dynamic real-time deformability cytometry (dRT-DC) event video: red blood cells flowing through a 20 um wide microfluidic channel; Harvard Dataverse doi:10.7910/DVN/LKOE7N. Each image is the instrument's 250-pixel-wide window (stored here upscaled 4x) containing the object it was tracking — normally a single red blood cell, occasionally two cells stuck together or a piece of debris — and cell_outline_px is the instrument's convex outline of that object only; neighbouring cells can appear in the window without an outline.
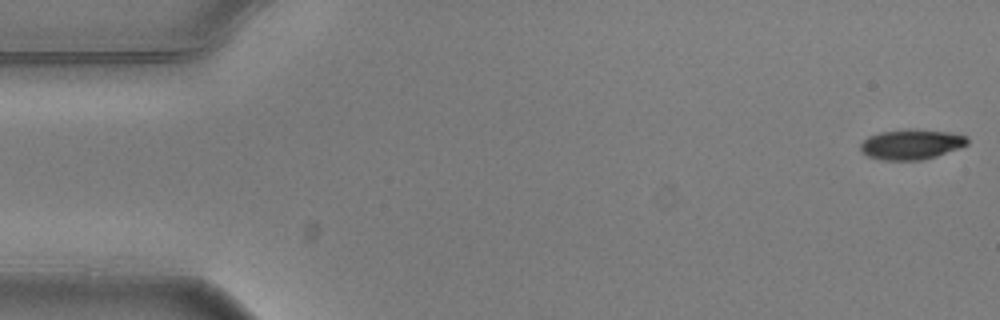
{"species": "common noctule bat (a hibernating species)", "species_latin": "Nyctalus noctula", "temperature_condition": "warm", "stored_images_in_passage": 5, "camera_frame_rate_fps": 3000, "um_per_image_px": 0.085, "animal": {"sex": "male", "body_mass_g": 20.5, "forearm_length_mm": 52.5}, "frame": {"image": 1, "passage_image": 1, "time_ms": 0.0, "image_size_px": [1000, 320], "cell_outline_px": [[968, 144], [960, 148], [936, 156], [920, 160], [880, 160], [868, 156], [860, 152], [860, 144], [868, 136], [880, 132], [908, 128], [912, 128], [948, 132], [968, 136]], "centroid_in_image_um": [77.45, 12.26], "position_along_channel_um": 7.6, "area_um2": 19.02}}
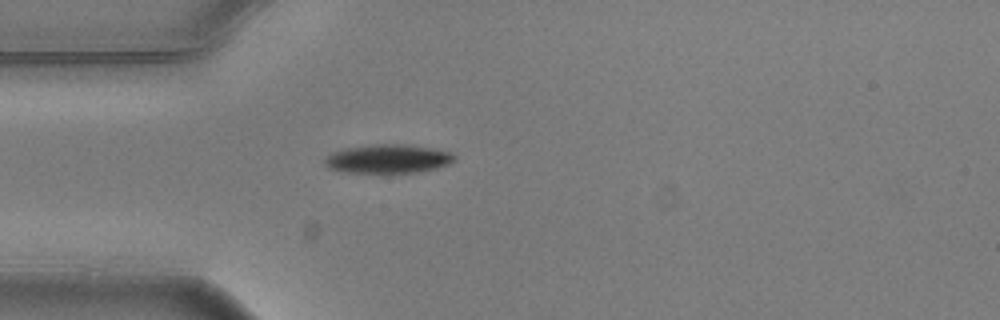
{"frame": {"image": 2, "passage_image": 5, "time_ms": 1.333, "image_size_px": [1000, 320], "cell_outline_px": [[456, 160], [448, 164], [436, 168], [416, 172], [348, 172], [328, 168], [324, 164], [324, 160], [332, 152], [344, 148], [372, 144], [404, 144], [432, 148], [452, 152], [456, 156]], "centroid_in_image_um": [32.99, 13.48], "position_along_channel_um": 52.0, "area_um2": 21.68}}